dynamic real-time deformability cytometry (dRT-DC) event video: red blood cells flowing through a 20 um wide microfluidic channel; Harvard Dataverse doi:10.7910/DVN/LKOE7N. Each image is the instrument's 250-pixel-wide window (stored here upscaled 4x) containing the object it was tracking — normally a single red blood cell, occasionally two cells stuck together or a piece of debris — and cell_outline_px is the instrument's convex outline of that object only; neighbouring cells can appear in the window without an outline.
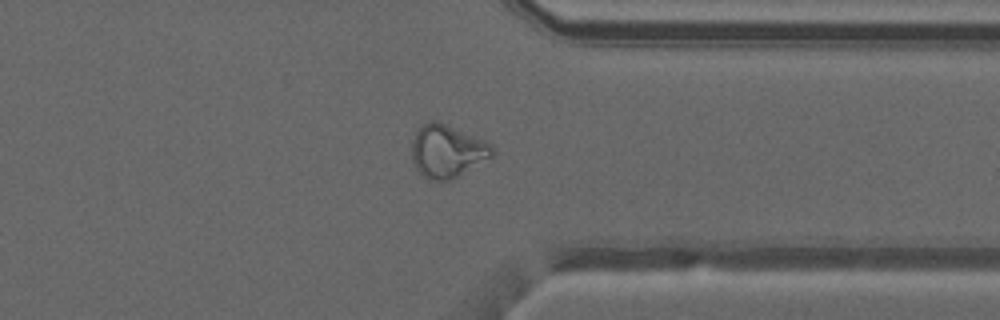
{"species": "common noctule bat (a hibernating species)", "species_latin": "Nyctalus noctula", "temperature_condition": "warm", "stored_images_in_passage": 37, "camera_frame_rate_fps": 3000, "um_per_image_px": 0.085, "animal": {"sex": "male", "forearm_length_mm": 52.5}, "frame": {"image": 1, "passage_image": 26, "time_ms": 8.333, "image_size_px": [1000, 320], "cell_outline_px": [[496, 152], [492, 156], [456, 176], [448, 180], [428, 180], [416, 168], [412, 160], [412, 144], [416, 132], [428, 120], [436, 120], [484, 140], [492, 144]], "centroid_in_image_um": [38.0, 12.83], "position_along_channel_um": 373.4, "area_um2": 24.33}}
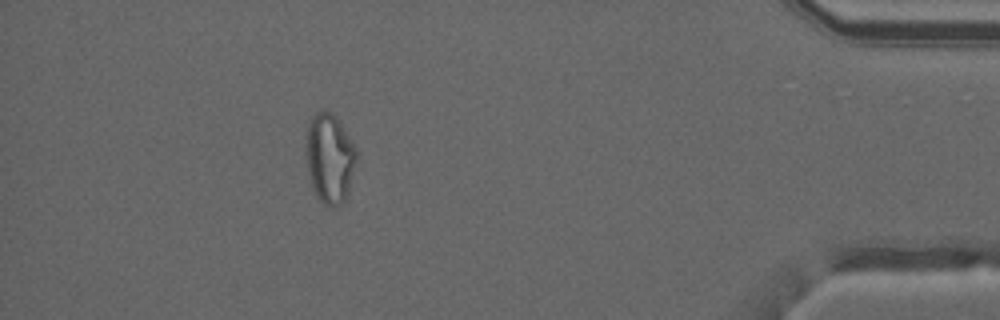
{"frame": {"image": 2, "passage_image": 32, "time_ms": 10.333, "image_size_px": [1000, 320], "cell_outline_px": [[356, 160], [348, 192], [344, 200], [340, 204], [332, 208], [324, 204], [320, 200], [312, 184], [308, 168], [304, 148], [304, 132], [308, 120], [316, 112], [332, 112], [336, 116], [356, 148]], "centroid_in_image_um": [27.98, 13.4], "position_along_channel_um": 407.2, "area_um2": 26.41}, "authors_computed_cell_mechanics": {"area_um2": 24.3338, "velocity_mm_per_s": 4.1491, "shape_relaxation_time_tau1_ms": null, "shape_relaxation_time_tau2_ms": 1.2479, "deformation_change_tau1": null, "deformation_change_tau2": 0.0695}}